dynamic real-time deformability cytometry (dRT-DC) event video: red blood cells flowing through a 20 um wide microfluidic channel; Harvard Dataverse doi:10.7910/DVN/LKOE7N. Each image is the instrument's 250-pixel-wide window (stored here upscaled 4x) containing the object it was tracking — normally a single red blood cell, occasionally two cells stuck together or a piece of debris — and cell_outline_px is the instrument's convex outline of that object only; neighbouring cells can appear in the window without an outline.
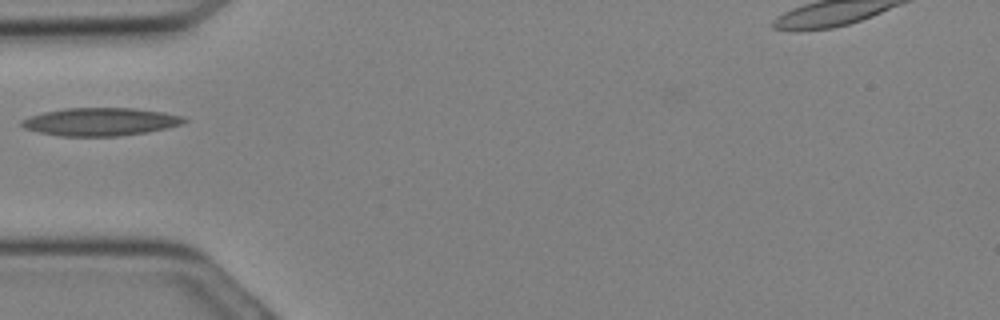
{"species": "Egyptian fruit bat (a non-hibernating species)", "species_latin": "Rousettus aegyptiacus", "temperature_condition": "cold", "stored_images_in_passage": 5, "camera_frame_rate_fps": 3000, "um_per_image_px": 0.085, "animal": {"sex": "female"}, "frame": {"image": 1, "passage_image": 4, "time_ms": 1.0, "image_size_px": [1000, 320], "cell_outline_px": [[188, 120], [184, 124], [168, 128], [148, 132], [120, 136], [60, 136], [40, 132], [24, 128], [20, 124], [20, 120], [28, 116], [44, 112], [64, 108], [132, 108], [164, 112], [184, 116]], "centroid_in_image_um": [8.56, 10.35], "position_along_channel_um": 76.4, "area_um2": 26.7}}